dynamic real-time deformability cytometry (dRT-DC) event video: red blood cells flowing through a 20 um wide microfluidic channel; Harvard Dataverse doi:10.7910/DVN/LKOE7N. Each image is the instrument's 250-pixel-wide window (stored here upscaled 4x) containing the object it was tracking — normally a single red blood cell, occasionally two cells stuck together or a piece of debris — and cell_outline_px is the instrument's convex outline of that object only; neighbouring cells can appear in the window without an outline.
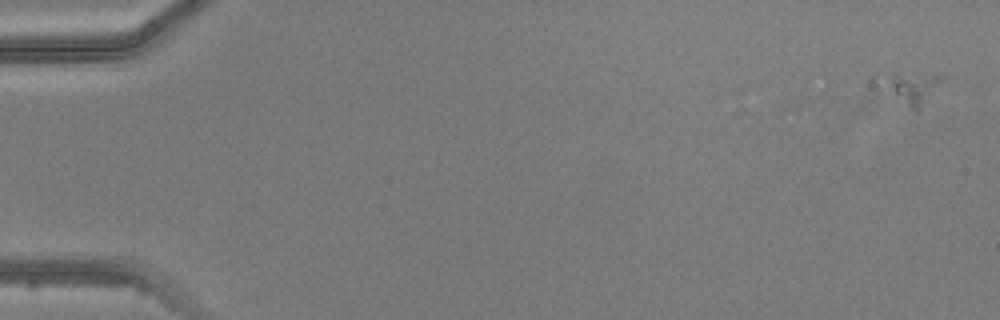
{"species": "common noctule bat (a hibernating species)", "species_latin": "Nyctalus noctula", "temperature_condition": "warm", "stored_images_in_passage": 4, "camera_frame_rate_fps": 3000, "um_per_image_px": 0.085, "animal": {"sex": "male", "body_mass_g": 20.5, "forearm_length_mm": 52.5}, "frame": {"image": 1, "passage_image": 1, "time_ms": 0.0, "image_size_px": [1000, 320], "cell_outline_px": [[944, 76], [920, 108], [916, 112], [912, 112], [872, 84], [872, 76], [896, 72]], "centroid_in_image_um": [77.13, 7.46], "position_along_channel_um": 7.9, "area_um2": 12.2}}